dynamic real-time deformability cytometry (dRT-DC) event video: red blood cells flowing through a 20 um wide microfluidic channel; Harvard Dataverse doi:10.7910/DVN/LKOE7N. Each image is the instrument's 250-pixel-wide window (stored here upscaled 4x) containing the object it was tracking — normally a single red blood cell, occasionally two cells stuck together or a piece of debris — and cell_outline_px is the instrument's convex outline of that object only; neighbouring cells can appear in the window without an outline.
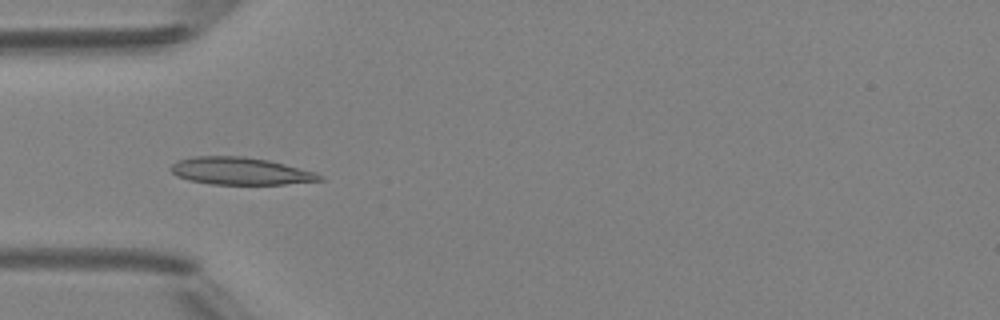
{"species": "Egyptian fruit bat (a non-hibernating species)", "species_latin": "Rousettus aegyptiacus", "temperature_condition": "room temperature", "stored_images_in_passage": 35, "camera_frame_rate_fps": 3000, "um_per_image_px": 0.085, "animal": {"sex": "female"}, "frame": {"image": 1, "passage_image": 2, "time_ms": 0.333, "image_size_px": [1000, 320], "cell_outline_px": [[324, 180], [284, 184], [212, 184], [188, 180], [176, 176], [168, 168], [176, 160], [192, 156], [244, 156], [268, 160], [316, 172], [324, 176]], "centroid_in_image_um": [20.4, 14.53], "position_along_channel_um": 64.6, "area_um2": 23.87}}
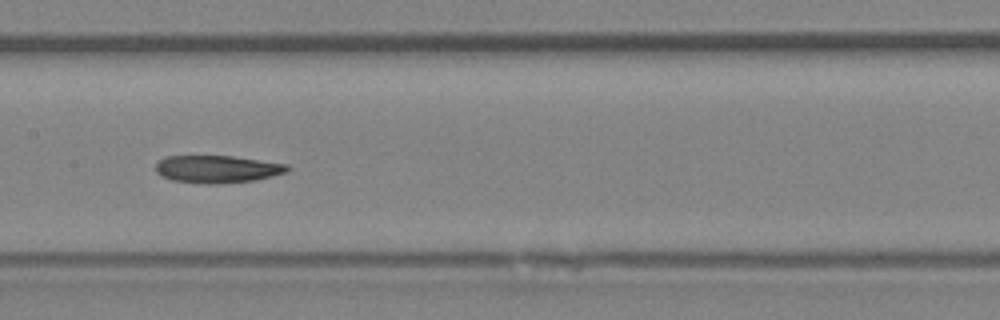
{"frame": {"image": 2, "passage_image": 11, "time_ms": 3.333, "image_size_px": [1000, 320], "cell_outline_px": [[292, 168], [288, 172], [256, 180], [216, 184], [208, 184], [172, 180], [160, 176], [156, 172], [156, 164], [164, 156], [232, 156], [288, 164]], "centroid_in_image_um": [18.49, 14.37], "position_along_channel_um": 188.9, "area_um2": 21.21}}
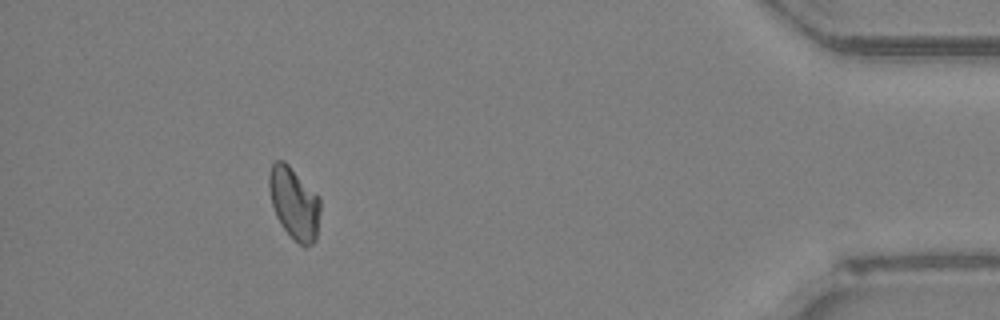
{"frame": {"image": 3, "passage_image": 31, "time_ms": 10.0, "image_size_px": [1000, 320], "cell_outline_px": [[320, 208], [316, 240], [312, 244], [304, 248], [280, 224], [276, 216], [272, 204], [268, 188], [268, 176], [272, 164], [276, 160], [284, 160], [320, 196]], "centroid_in_image_um": [25.01, 17.25], "position_along_channel_um": 410.2, "area_um2": 21.56}}